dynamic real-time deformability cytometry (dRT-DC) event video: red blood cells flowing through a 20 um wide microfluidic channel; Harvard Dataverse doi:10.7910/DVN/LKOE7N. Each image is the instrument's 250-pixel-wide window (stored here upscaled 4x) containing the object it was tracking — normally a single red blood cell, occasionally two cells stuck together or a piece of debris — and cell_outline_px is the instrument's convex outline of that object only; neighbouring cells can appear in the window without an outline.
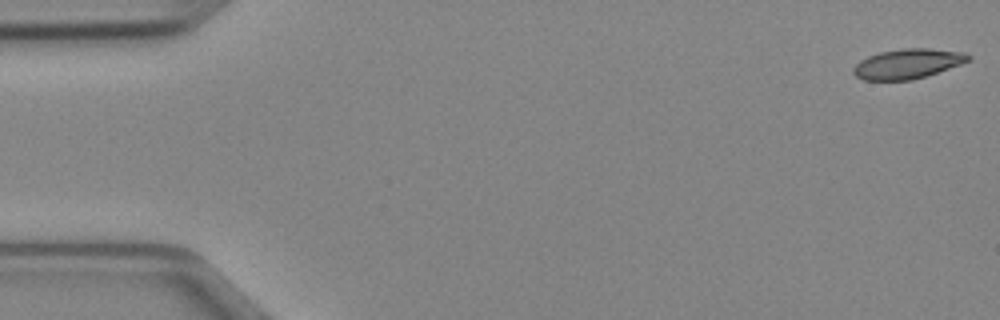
{"species": "Egyptian fruit bat (a non-hibernating species)", "species_latin": "Rousettus aegyptiacus", "temperature_condition": "cold", "stored_images_in_passage": 50, "camera_frame_rate_fps": 3000, "um_per_image_px": 0.085, "animal": {"sex": "female"}, "frame": {"image": 1, "passage_image": 1, "time_ms": 0.0, "image_size_px": [1000, 320], "cell_outline_px": [[972, 60], [912, 80], [864, 80], [856, 76], [852, 72], [852, 68], [860, 60], [868, 56], [880, 52], [904, 48], [928, 48], [968, 52], [972, 56]], "centroid_in_image_um": [77.17, 5.4], "position_along_channel_um": 7.8, "area_um2": 20.0}}
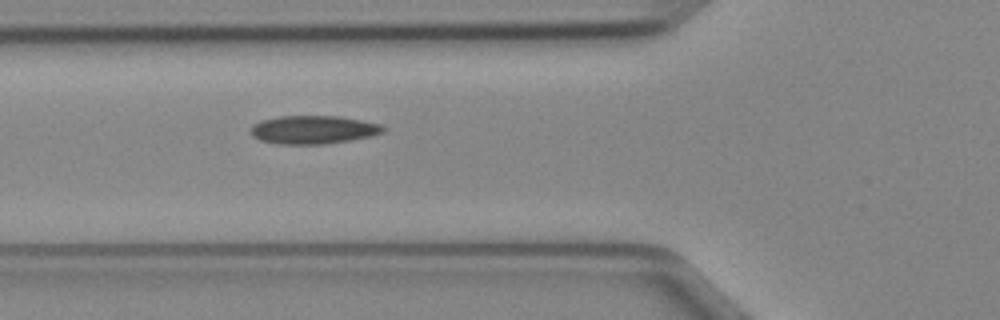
{"frame": {"image": 2, "passage_image": 18, "time_ms": 5.667, "image_size_px": [1000, 320], "cell_outline_px": [[388, 128], [384, 132], [372, 136], [324, 144], [280, 144], [260, 140], [252, 136], [248, 128], [252, 124], [260, 120], [280, 116], [340, 116], [384, 124]], "centroid_in_image_um": [26.64, 11.01], "position_along_channel_um": 99.2, "area_um2": 22.2}}
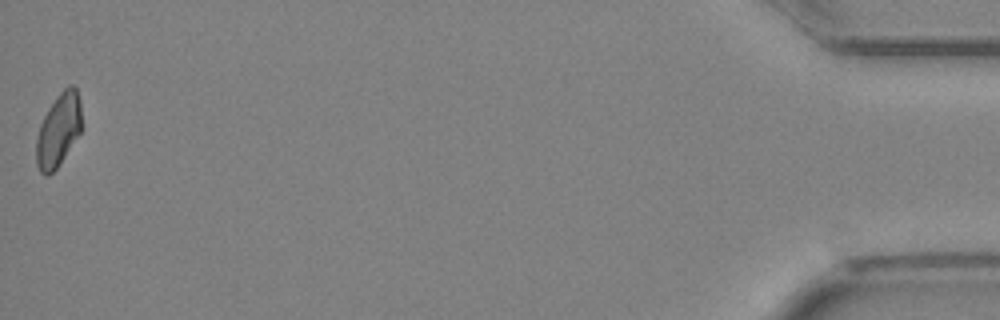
{"frame": {"image": 3, "passage_image": 50, "time_ms": 16.333, "image_size_px": [1000, 320], "cell_outline_px": [[84, 128], [56, 168], [48, 176], [44, 176], [40, 172], [36, 164], [36, 140], [40, 124], [48, 108], [56, 96], [68, 84], [72, 84], [76, 88], [80, 100]], "centroid_in_image_um": [5.0, 11.03], "position_along_channel_um": 430.2, "area_um2": 19.71}, "authors_computed_cell_mechanics": {"area_um2": 20.6924, "velocity_mm_per_s": 4.0261, "shape_relaxation_time_tau1_ms": 11.2399, "shape_relaxation_time_tau2_ms": 9.2855, "deformation_change_tau1": 0.1908, "deformation_change_tau2": 0.149}}